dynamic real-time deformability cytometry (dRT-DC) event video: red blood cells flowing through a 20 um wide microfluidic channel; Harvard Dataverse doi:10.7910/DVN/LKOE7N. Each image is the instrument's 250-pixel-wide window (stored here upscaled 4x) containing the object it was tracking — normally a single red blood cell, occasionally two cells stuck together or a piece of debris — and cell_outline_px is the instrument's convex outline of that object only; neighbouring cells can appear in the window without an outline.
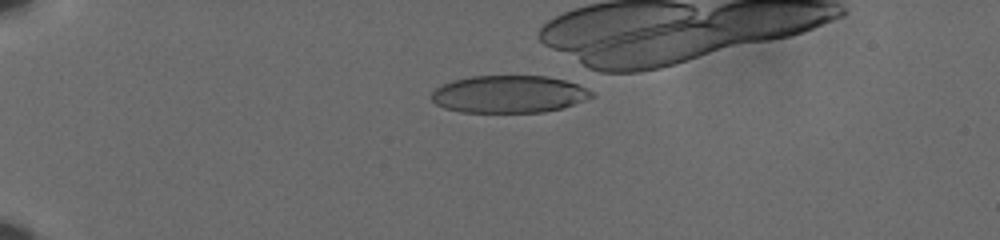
{"species": "human", "species_latin": "Homo sapiens", "temperature_condition": "cold", "stored_images_in_passage": 38, "camera_frame_rate_fps": 3000, "um_per_image_px": 0.085, "donor": {"sex": "male"}, "frame": {"image": 1, "passage_image": 1, "time_ms": 0.0, "image_size_px": [1000, 240], "cell_outline_px": [[596, 96], [560, 108], [544, 112], [460, 112], [444, 108], [436, 104], [432, 100], [432, 92], [436, 88], [452, 80], [472, 76], [548, 76], [564, 80], [576, 84], [592, 92]], "centroid_in_image_um": [43.23, 8.0], "position_along_channel_um": 41.8, "area_um2": 34.68}}
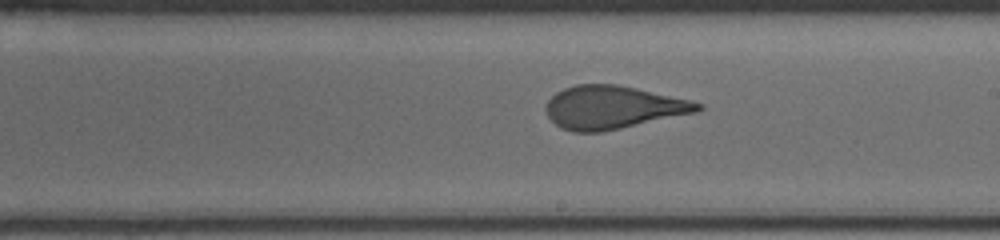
{"frame": {"image": 2, "passage_image": 22, "time_ms": 7.0, "image_size_px": [1000, 240], "cell_outline_px": [[704, 108], [696, 112], [620, 128], [600, 132], [572, 132], [560, 128], [548, 116], [544, 108], [544, 104], [556, 92], [564, 88], [576, 84], [616, 84], [636, 88], [688, 100], [704, 104]], "centroid_in_image_um": [52.04, 9.12], "position_along_channel_um": 237.0, "area_um2": 37.86}}
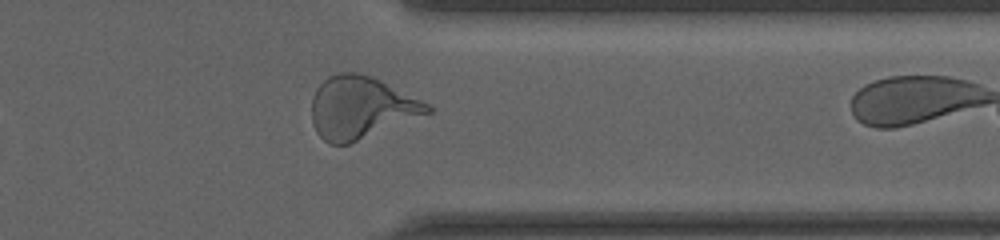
{"frame": {"image": 3, "passage_image": 34, "time_ms": 11.0, "image_size_px": [1000, 240], "cell_outline_px": [[432, 112], [348, 144], [328, 144], [316, 132], [312, 124], [312, 100], [316, 88], [328, 76], [340, 72], [356, 72], [372, 76], [428, 104], [432, 108]], "centroid_in_image_um": [30.64, 9.14], "position_along_channel_um": 380.8, "area_um2": 41.56}}